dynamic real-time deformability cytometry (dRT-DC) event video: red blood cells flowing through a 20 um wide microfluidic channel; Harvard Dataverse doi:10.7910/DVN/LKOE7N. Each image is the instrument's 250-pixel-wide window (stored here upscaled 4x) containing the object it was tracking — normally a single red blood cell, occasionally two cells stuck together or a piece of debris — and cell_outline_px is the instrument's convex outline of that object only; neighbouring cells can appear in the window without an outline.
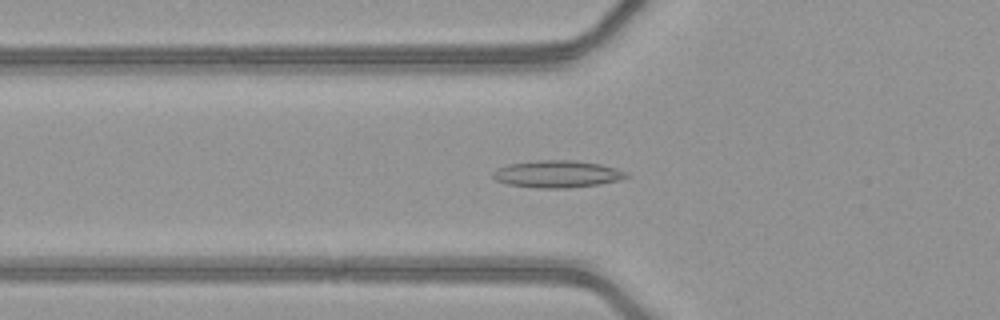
{"species": "common noctule bat (a hibernating species)", "species_latin": "Nyctalus noctula", "temperature_condition": "warm", "stored_images_in_passage": 51, "camera_frame_rate_fps": 3000, "um_per_image_px": 0.085, "animal": {"sex": "female", "body_mass_g": 21.9}, "frame": {"image": 1, "passage_image": 19, "time_ms": 6.0, "image_size_px": [1000, 320], "cell_outline_px": [[632, 176], [620, 180], [600, 184], [568, 188], [536, 188], [508, 184], [496, 180], [492, 176], [492, 172], [496, 168], [508, 164], [536, 160], [572, 160], [600, 164], [616, 168], [628, 172]], "centroid_in_image_um": [47.39, 14.79], "position_along_channel_um": 78.4, "area_um2": 21.33}}
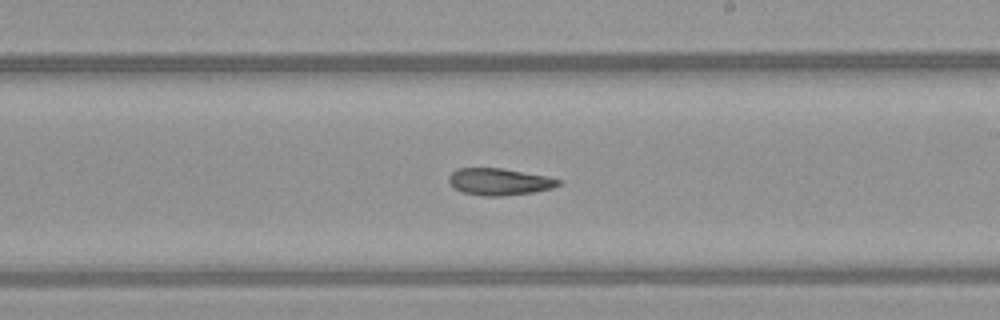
{"frame": {"image": 2, "passage_image": 31, "time_ms": 10.0, "image_size_px": [1000, 320], "cell_outline_px": [[560, 184], [552, 188], [532, 192], [500, 196], [484, 196], [464, 192], [456, 188], [448, 180], [448, 176], [456, 168], [500, 168], [544, 176], [560, 180]], "centroid_in_image_um": [42.4, 15.44], "position_along_channel_um": 246.6, "area_um2": 16.76}}
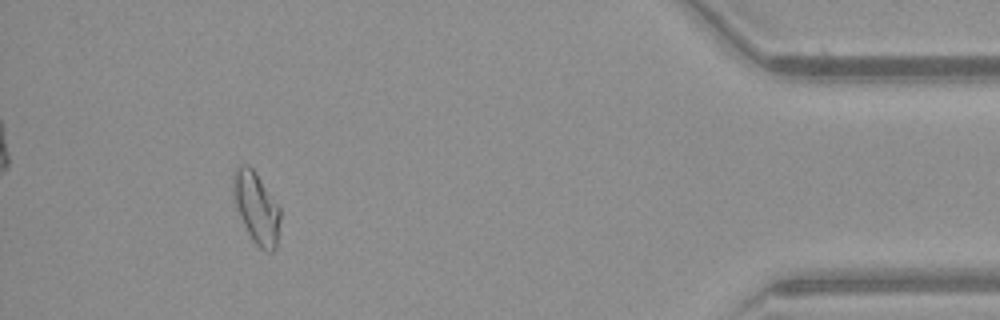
{"frame": {"image": 3, "passage_image": 47, "time_ms": 15.333, "image_size_px": [1000, 320], "cell_outline_px": [[280, 220], [276, 248], [272, 252], [264, 252], [252, 240], [240, 216], [236, 204], [232, 180], [232, 176], [236, 164], [248, 164], [252, 168], [280, 208]], "centroid_in_image_um": [21.79, 17.66], "position_along_channel_um": 413.4, "area_um2": 19.31}}